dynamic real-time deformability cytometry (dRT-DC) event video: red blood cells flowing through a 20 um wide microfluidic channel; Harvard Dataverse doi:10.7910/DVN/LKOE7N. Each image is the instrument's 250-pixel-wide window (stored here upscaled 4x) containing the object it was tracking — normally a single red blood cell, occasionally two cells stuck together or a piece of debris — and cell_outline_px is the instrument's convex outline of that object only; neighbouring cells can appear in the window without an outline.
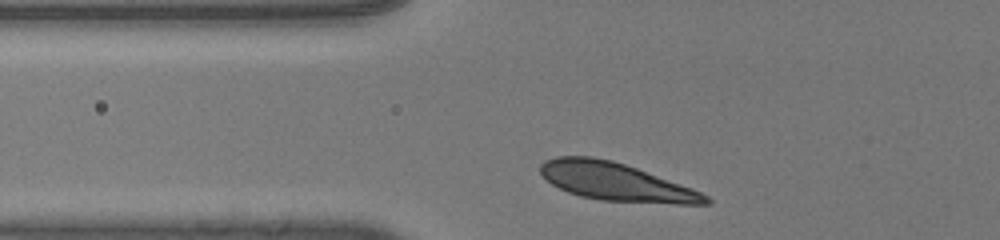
{"species": "human", "species_latin": "Homo sapiens", "temperature_condition": "room temperature", "stored_images_in_passage": 28, "camera_frame_rate_fps": 3000, "um_per_image_px": 0.085, "donor": {"sex": "male"}, "frame": {"image": 1, "passage_image": 2, "time_ms": 0.333, "image_size_px": [1000, 240], "cell_outline_px": [[712, 204], [676, 204], [600, 200], [580, 196], [568, 192], [552, 184], [540, 172], [540, 164], [544, 160], [556, 156], [592, 156], [612, 160], [636, 168], [692, 188], [708, 196], [712, 200]], "centroid_in_image_um": [52.35, 15.45], "position_along_channel_um": 73.5, "area_um2": 36.41}}
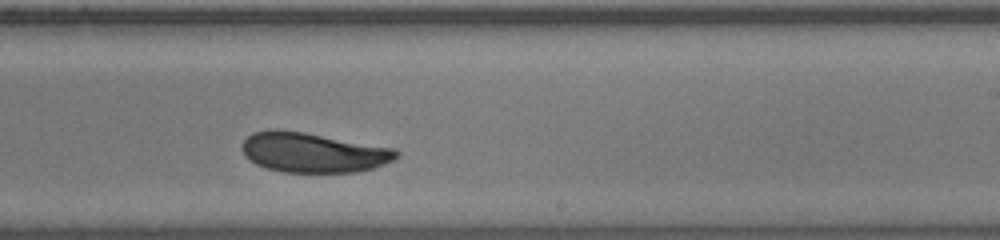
{"frame": {"image": 2, "passage_image": 17, "time_ms": 5.333, "image_size_px": [1000, 240], "cell_outline_px": [[400, 156], [396, 160], [376, 168], [356, 172], [284, 172], [268, 168], [256, 164], [248, 160], [244, 156], [240, 148], [240, 144], [252, 132], [304, 132], [396, 148], [400, 152]], "centroid_in_image_um": [26.7, 12.99], "position_along_channel_um": 262.3, "area_um2": 35.72}}
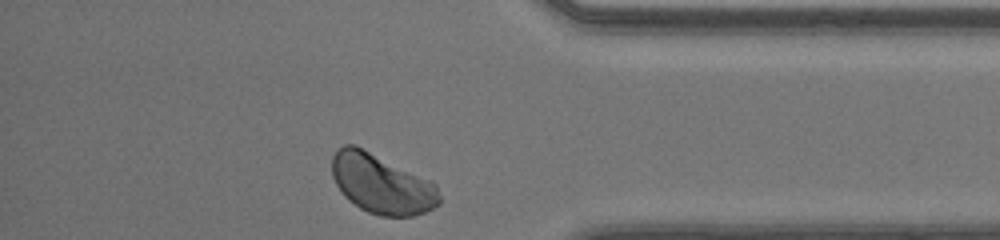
{"frame": {"image": 3, "passage_image": 28, "time_ms": 9.0, "image_size_px": [1000, 240], "cell_outline_px": [[440, 204], [424, 212], [412, 216], [380, 216], [368, 212], [360, 208], [348, 200], [344, 196], [336, 184], [332, 176], [332, 156], [336, 148], [344, 144], [356, 144], [432, 180], [436, 184], [440, 196]], "centroid_in_image_um": [32.43, 15.6], "position_along_channel_um": 402.8, "area_um2": 37.8}, "authors_computed_cell_mechanics": {"area_um2": 36.1539, "velocity_mm_per_s": 4.0347, "shape_relaxation_time_tau1_ms": 2.3615, "shape_relaxation_time_tau2_ms": null, "deformation_change_tau1": 0.0685, "deformation_change_tau2": null}}